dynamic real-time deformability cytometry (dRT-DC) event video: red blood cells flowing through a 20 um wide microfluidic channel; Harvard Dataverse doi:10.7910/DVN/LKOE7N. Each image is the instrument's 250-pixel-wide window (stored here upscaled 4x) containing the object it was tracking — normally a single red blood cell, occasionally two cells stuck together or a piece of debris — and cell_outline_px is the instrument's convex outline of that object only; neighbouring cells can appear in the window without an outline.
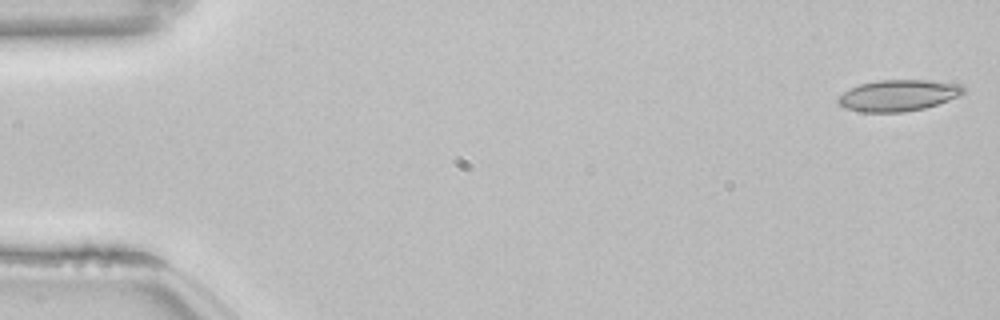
{"species": "common noctule bat (a hibernating species)", "species_latin": "Nyctalus noctula", "temperature_condition": "room temperature", "stored_images_in_passage": 53, "camera_frame_rate_fps": 3000, "um_per_image_px": 0.085, "animal": {"sex": "female", "body_mass_g": 22.7, "forearm_length_mm": 54.2}, "frame": {"image": 1, "passage_image": 1, "time_ms": 0.0, "image_size_px": [1000, 320], "cell_outline_px": [[964, 92], [960, 96], [924, 108], [904, 112], [860, 112], [844, 108], [836, 104], [836, 96], [848, 88], [860, 84], [876, 80], [928, 80], [960, 84], [964, 88]], "centroid_in_image_um": [76.27, 8.11], "position_along_channel_um": 8.7, "area_um2": 23.18}}
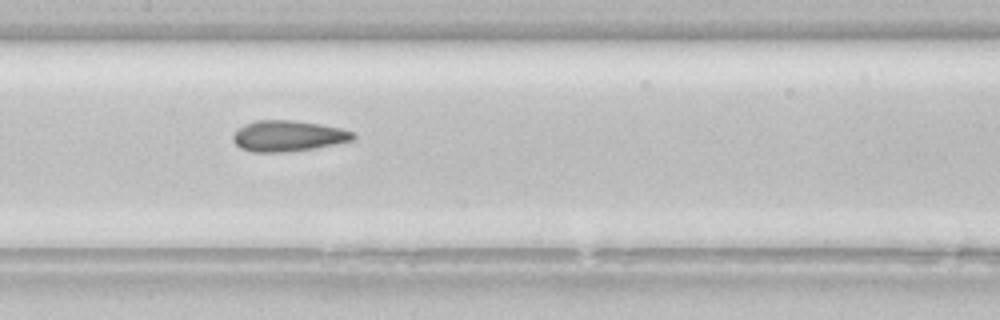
{"frame": {"image": 2, "passage_image": 26, "time_ms": 8.333, "image_size_px": [1000, 320], "cell_outline_px": [[356, 140], [316, 148], [288, 152], [252, 152], [240, 148], [232, 140], [232, 136], [244, 124], [256, 120], [292, 120], [320, 124], [340, 128], [352, 132], [356, 136]], "centroid_in_image_um": [24.5, 11.56], "position_along_channel_um": 182.9, "area_um2": 21.73}}
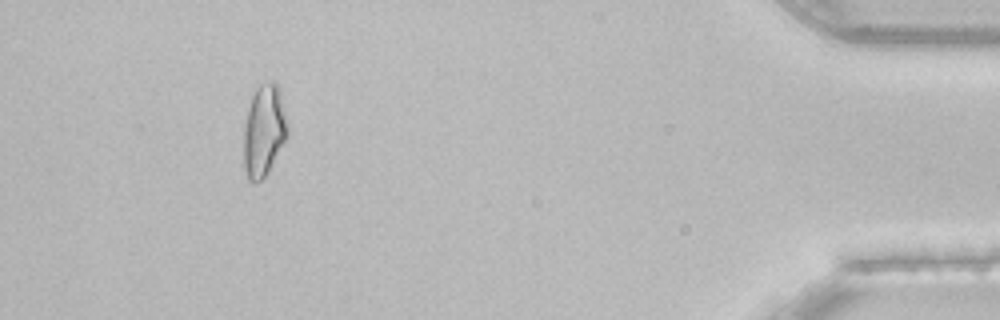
{"frame": {"image": 3, "passage_image": 49, "time_ms": 16.0, "image_size_px": [1000, 320], "cell_outline_px": [[288, 136], [268, 172], [256, 184], [252, 184], [248, 180], [244, 168], [244, 124], [248, 108], [252, 96], [256, 88], [260, 84], [272, 80], [276, 80], [280, 92], [288, 124]], "centroid_in_image_um": [22.44, 11.1], "position_along_channel_um": 412.8, "area_um2": 23.7}, "authors_computed_cell_mechanics": {"area_um2": 21.964, "velocity_mm_per_s": 3.8482, "shape_relaxation_time_tau1_ms": null, "shape_relaxation_time_tau2_ms": 2.3656, "deformation_change_tau1": null, "deformation_change_tau2": 0.0945}}